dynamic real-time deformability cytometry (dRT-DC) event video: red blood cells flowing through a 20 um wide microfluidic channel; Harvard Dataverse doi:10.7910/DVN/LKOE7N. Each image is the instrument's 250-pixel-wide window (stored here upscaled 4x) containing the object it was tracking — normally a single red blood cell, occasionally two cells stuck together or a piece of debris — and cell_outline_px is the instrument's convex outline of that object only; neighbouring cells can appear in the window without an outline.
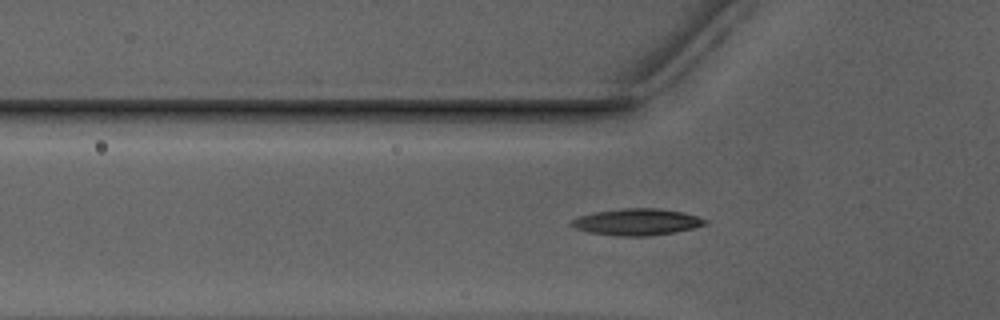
{"species": "Egyptian fruit bat (a non-hibernating species)", "species_latin": "Rousettus aegyptiacus", "temperature_condition": "warm", "stored_images_in_passage": 51, "camera_frame_rate_fps": 3000, "um_per_image_px": 0.085, "animal": {"sex": "male"}, "frame": {"image": 1, "passage_image": 17, "time_ms": 5.333, "image_size_px": [1000, 320], "cell_outline_px": [[708, 220], [704, 224], [692, 228], [672, 232], [648, 236], [620, 236], [588, 232], [576, 228], [572, 224], [572, 220], [580, 216], [596, 212], [620, 208], [660, 208], [684, 212]], "centroid_in_image_um": [54.15, 18.86], "position_along_channel_um": 71.7, "area_um2": 20.4}}
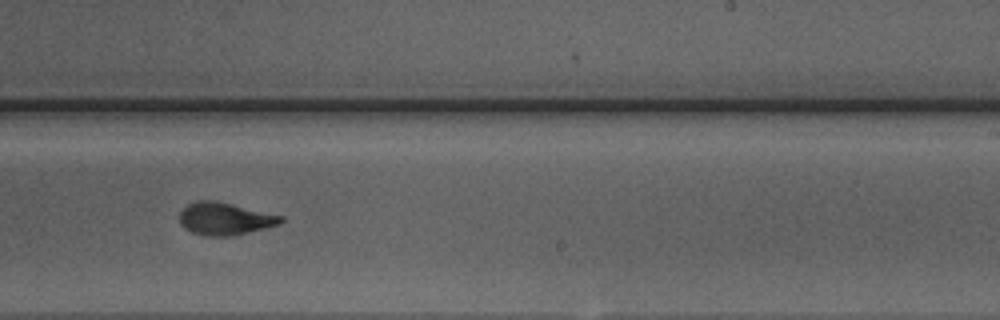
{"frame": {"image": 2, "passage_image": 32, "time_ms": 10.333, "image_size_px": [1000, 320], "cell_outline_px": [[284, 220], [280, 224], [232, 236], [204, 236], [192, 232], [184, 228], [180, 224], [180, 212], [188, 204], [200, 200], [212, 200], [284, 216]], "centroid_in_image_um": [19.1, 18.6], "position_along_channel_um": 269.9, "area_um2": 18.96}}
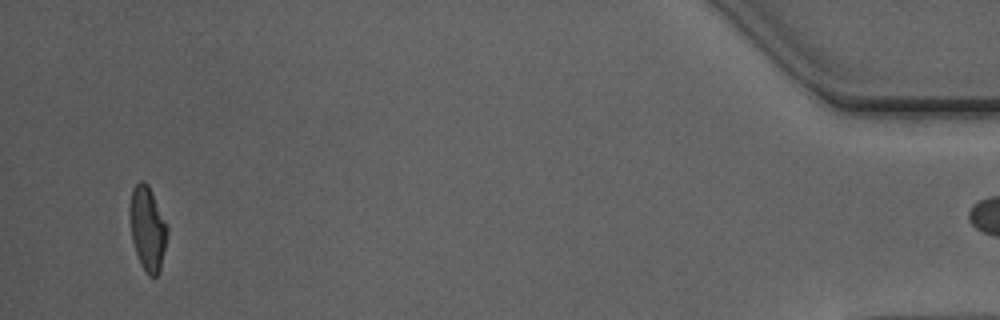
{"frame": {"image": 3, "passage_image": 50, "time_ms": 16.333, "image_size_px": [1000, 320], "cell_outline_px": [[168, 236], [160, 272], [156, 276], [148, 276], [140, 264], [132, 240], [128, 216], [128, 208], [132, 188], [140, 180], [144, 180], [148, 184], [168, 224]], "centroid_in_image_um": [12.54, 19.4], "position_along_channel_um": 422.7, "area_um2": 19.02}, "authors_computed_cell_mechanics": {"area_um2": 18.9006, "velocity_mm_per_s": 3.9563, "shape_relaxation_time_tau1_ms": 4.0307, "shape_relaxation_time_tau2_ms": 1.2833, "deformation_change_tau1": 0.1632, "deformation_change_tau2": 0.0747}}